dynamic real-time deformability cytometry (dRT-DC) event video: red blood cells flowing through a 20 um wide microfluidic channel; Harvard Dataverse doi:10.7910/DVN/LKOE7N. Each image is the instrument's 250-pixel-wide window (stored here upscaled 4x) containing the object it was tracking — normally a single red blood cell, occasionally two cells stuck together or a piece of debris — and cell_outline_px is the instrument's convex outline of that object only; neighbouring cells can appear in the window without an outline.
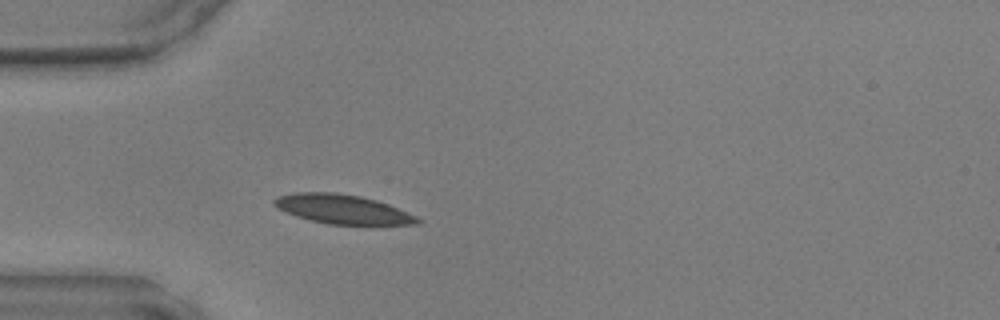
{"species": "common noctule bat (a hibernating species)", "species_latin": "Nyctalus noctula", "temperature_condition": "warm", "stored_images_in_passage": 36, "camera_frame_rate_fps": 3000, "um_per_image_px": 0.085, "animal": {"sex": "male", "body_mass_g": 17.9, "forearm_length_mm": 54.2}, "frame": {"image": 1, "passage_image": 4, "time_ms": 1.0, "image_size_px": [1000, 320], "cell_outline_px": [[424, 220], [420, 224], [328, 224], [296, 216], [272, 204], [272, 200], [276, 196], [292, 192], [336, 192], [360, 196], [376, 200], [388, 204], [416, 216]], "centroid_in_image_um": [29.11, 17.76], "position_along_channel_um": 55.9, "area_um2": 24.28}}
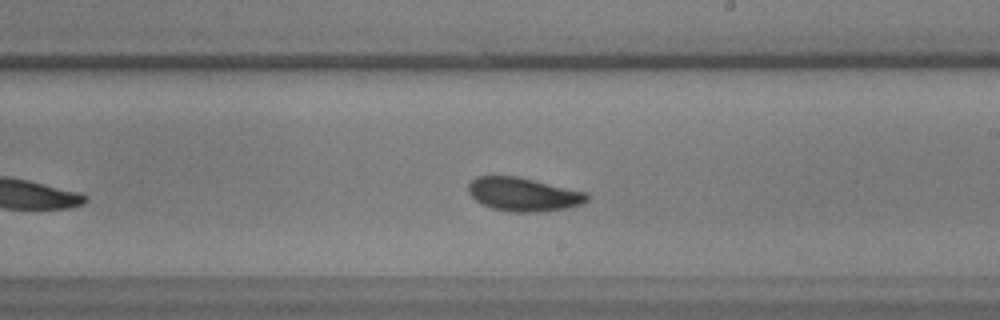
{"frame": {"image": 2, "passage_image": 18, "time_ms": 5.667, "image_size_px": [1000, 320], "cell_outline_px": [[588, 200], [580, 204], [568, 208], [540, 212], [512, 212], [492, 208], [480, 204], [468, 192], [468, 184], [476, 176], [520, 176], [588, 192]], "centroid_in_image_um": [44.5, 16.51], "position_along_channel_um": 244.5, "area_um2": 23.52}}
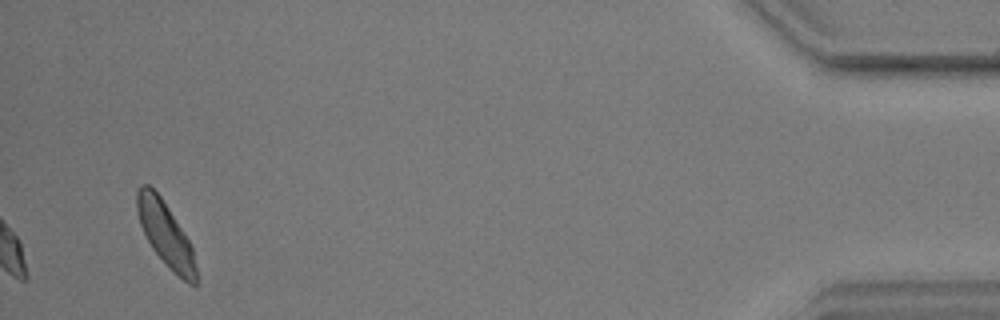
{"frame": {"image": 3, "passage_image": 36, "time_ms": 11.667, "image_size_px": [1000, 320], "cell_outline_px": [[196, 284], [188, 284], [152, 248], [140, 224], [136, 208], [136, 192], [140, 184], [148, 184], [160, 196], [192, 244], [196, 268]], "centroid_in_image_um": [14.06, 19.84], "position_along_channel_um": 421.1, "area_um2": 21.5}}